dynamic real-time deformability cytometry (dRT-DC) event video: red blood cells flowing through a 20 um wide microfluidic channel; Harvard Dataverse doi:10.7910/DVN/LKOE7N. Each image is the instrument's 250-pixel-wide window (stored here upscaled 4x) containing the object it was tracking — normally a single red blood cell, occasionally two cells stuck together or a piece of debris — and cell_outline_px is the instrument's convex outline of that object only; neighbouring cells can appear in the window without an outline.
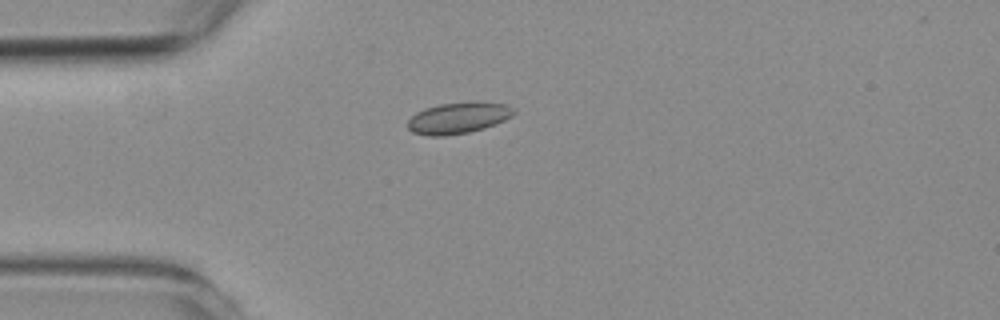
{"species": "common noctule bat (a hibernating species)", "species_latin": "Nyctalus noctula", "temperature_condition": "room temperature", "stored_images_in_passage": 35, "camera_frame_rate_fps": 3000, "um_per_image_px": 0.085, "animal": {"sex": "female", "body_mass_g": 19.3, "forearm_length_mm": 54.1}, "frame": {"image": 1, "passage_image": 1, "time_ms": 0.0, "image_size_px": [1000, 320], "cell_outline_px": [[516, 112], [512, 116], [496, 124], [484, 128], [468, 132], [448, 136], [428, 136], [412, 132], [408, 128], [408, 120], [416, 112], [424, 108], [440, 104], [508, 104], [516, 108]], "centroid_in_image_um": [38.93, 10.07], "position_along_channel_um": 46.1, "area_um2": 18.84}}
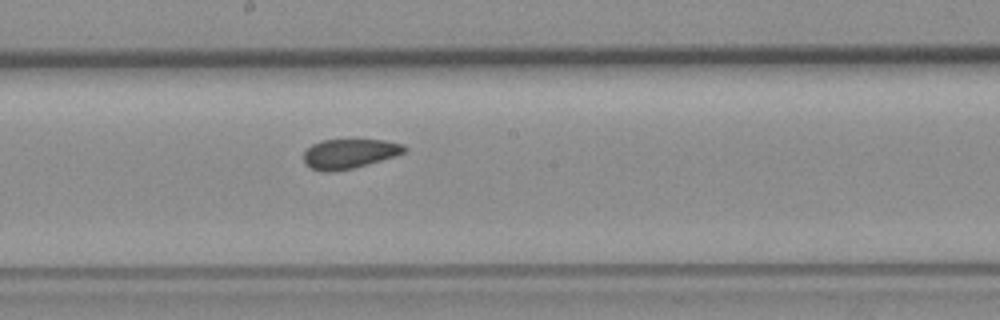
{"frame": {"image": 2, "passage_image": 16, "time_ms": 5.0, "image_size_px": [1000, 320], "cell_outline_px": [[408, 148], [404, 152], [396, 156], [368, 164], [352, 168], [332, 172], [320, 172], [304, 164], [304, 152], [312, 144], [320, 140], [384, 140], [404, 144]], "centroid_in_image_um": [29.69, 13.07], "position_along_channel_um": 218.5, "area_um2": 17.46}}
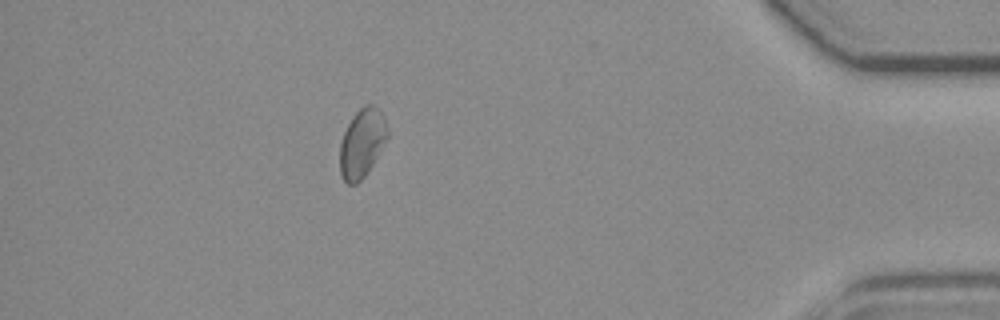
{"frame": {"image": 3, "passage_image": 35, "time_ms": 11.333, "image_size_px": [1000, 320], "cell_outline_px": [[388, 136], [368, 172], [356, 184], [348, 184], [344, 180], [340, 172], [340, 144], [344, 132], [352, 116], [364, 104], [372, 104], [380, 112], [388, 128]], "centroid_in_image_um": [30.76, 12.16], "position_along_channel_um": 404.4, "area_um2": 18.79}, "authors_computed_cell_mechanics": {"area_um2": 17.9758, "velocity_mm_per_s": 3.7516, "shape_relaxation_time_tau1_ms": null, "shape_relaxation_time_tau2_ms": 2.3678, "deformation_change_tau1": null, "deformation_change_tau2": 0.0646}}